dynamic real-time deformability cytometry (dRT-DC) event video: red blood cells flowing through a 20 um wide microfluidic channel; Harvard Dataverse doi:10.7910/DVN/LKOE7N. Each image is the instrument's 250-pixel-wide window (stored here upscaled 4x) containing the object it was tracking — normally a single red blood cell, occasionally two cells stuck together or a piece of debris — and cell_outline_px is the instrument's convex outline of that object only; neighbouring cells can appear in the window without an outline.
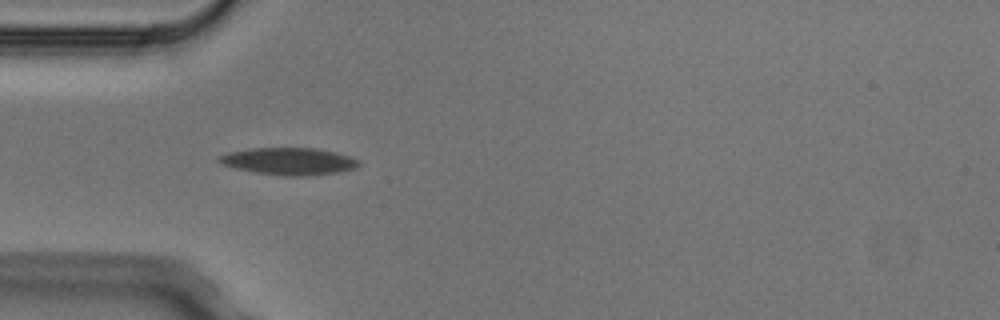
{"species": "Egyptian fruit bat (a non-hibernating species)", "species_latin": "Rousettus aegyptiacus", "temperature_condition": "cold", "stored_images_in_passage": 1, "camera_frame_rate_fps": 3000, "um_per_image_px": 0.085, "animal": {"sex": "male"}, "frame": {"image": 1, "passage_image": 1, "time_ms": 0.0, "image_size_px": [1000, 320], "cell_outline_px": [[360, 164], [356, 168], [336, 172], [308, 176], [284, 176], [256, 172], [236, 168], [220, 164], [216, 160], [220, 156], [228, 152], [252, 148], [316, 148], [348, 156], [360, 160]], "centroid_in_image_um": [24.54, 13.71], "position_along_channel_um": 60.5, "area_um2": 21.96}}